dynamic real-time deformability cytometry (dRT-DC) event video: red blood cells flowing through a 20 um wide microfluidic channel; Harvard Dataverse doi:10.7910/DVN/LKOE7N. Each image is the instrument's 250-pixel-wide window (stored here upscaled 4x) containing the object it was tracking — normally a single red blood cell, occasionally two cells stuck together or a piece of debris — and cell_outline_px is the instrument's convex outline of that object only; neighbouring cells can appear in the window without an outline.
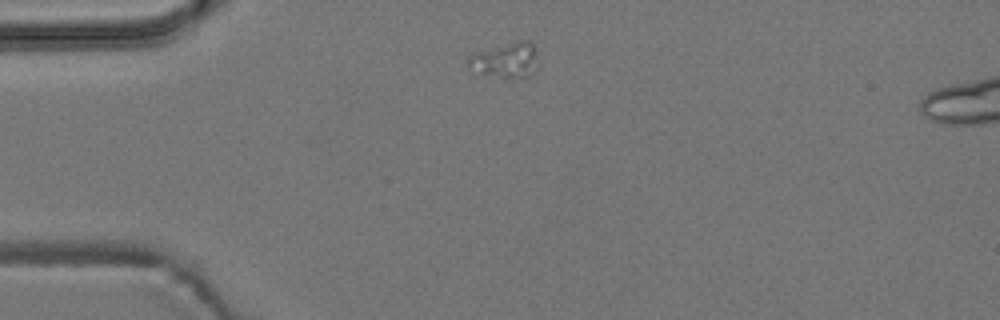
{"species": "common noctule bat (a hibernating species)", "species_latin": "Nyctalus noctula", "temperature_condition": "room temperature", "stored_images_in_passage": 3, "camera_frame_rate_fps": 3000, "um_per_image_px": 0.085, "animal": {"sex": "male", "body_mass_g": 19.2, "forearm_length_mm": 51.8}, "frame": {"image": 1, "passage_image": 1, "time_ms": 0.0, "image_size_px": [1000, 320], "cell_outline_px": [[536, 68], [528, 76], [500, 76], [480, 72], [468, 68], [468, 56], [472, 52], [516, 40], [532, 40], [536, 48]], "centroid_in_image_um": [42.97, 5.03], "position_along_channel_um": 42.0, "area_um2": 14.22}}